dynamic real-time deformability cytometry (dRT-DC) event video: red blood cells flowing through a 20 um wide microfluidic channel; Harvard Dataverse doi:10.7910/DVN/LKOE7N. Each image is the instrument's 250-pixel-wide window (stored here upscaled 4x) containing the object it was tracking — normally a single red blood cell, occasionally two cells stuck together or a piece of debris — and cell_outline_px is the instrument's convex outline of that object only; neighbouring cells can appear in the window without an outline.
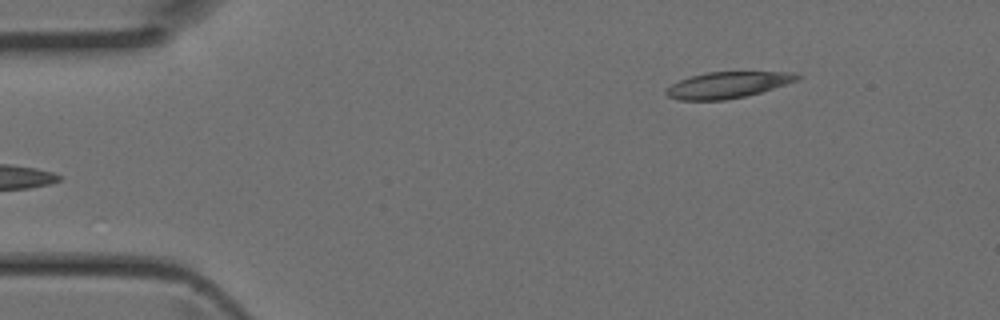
{"species": "Egyptian fruit bat (a non-hibernating species)", "species_latin": "Rousettus aegyptiacus", "temperature_condition": "room temperature", "stored_images_in_passage": 34, "camera_frame_rate_fps": 3000, "um_per_image_px": 0.085, "animal": {"sex": "female"}, "frame": {"image": 1, "passage_image": 1, "time_ms": 0.0, "image_size_px": [1000, 320], "cell_outline_px": [[768, 84], [764, 88], [752, 92], [736, 96], [692, 96], [700, 76], [720, 72], [756, 72], [768, 80]], "centroid_in_image_um": [62.0, 7.14], "position_along_channel_um": 23.0, "area_um2": 10.69}}
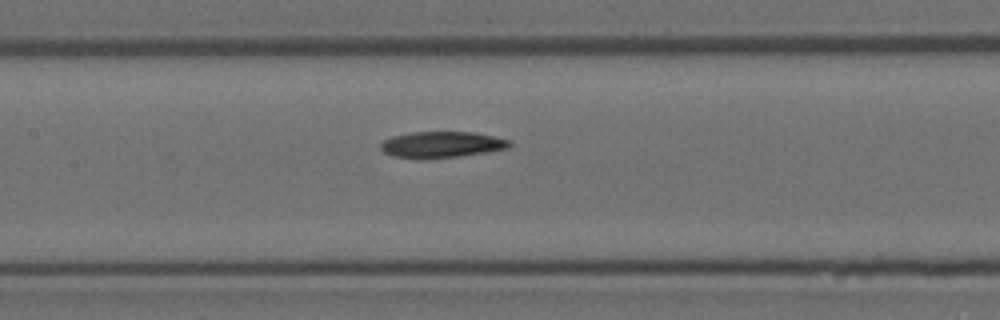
{"frame": {"image": 2, "passage_image": 15, "time_ms": 4.667, "image_size_px": [1000, 320], "cell_outline_px": [[504, 144], [492, 148], [468, 152], [436, 156], [412, 156], [392, 152], [384, 148], [384, 144], [408, 136], [436, 132], [448, 132], [480, 136], [500, 140]], "centroid_in_image_um": [37.45, 12.26], "position_along_channel_um": 169.9, "area_um2": 14.39}}
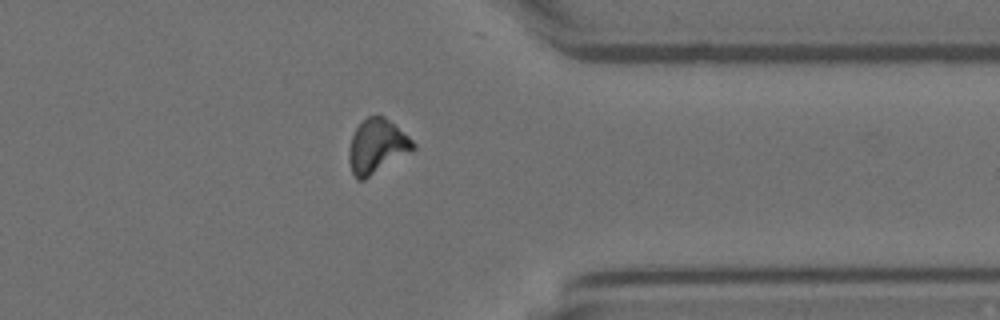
{"frame": {"image": 3, "passage_image": 29, "time_ms": 9.333, "image_size_px": [1000, 320], "cell_outline_px": [[412, 148], [364, 176], [360, 176], [356, 172], [352, 164], [352, 144], [392, 132], [396, 132], [404, 136], [412, 144]], "centroid_in_image_um": [32.14, 12.91], "position_along_channel_um": 379.3, "area_um2": 11.62}}